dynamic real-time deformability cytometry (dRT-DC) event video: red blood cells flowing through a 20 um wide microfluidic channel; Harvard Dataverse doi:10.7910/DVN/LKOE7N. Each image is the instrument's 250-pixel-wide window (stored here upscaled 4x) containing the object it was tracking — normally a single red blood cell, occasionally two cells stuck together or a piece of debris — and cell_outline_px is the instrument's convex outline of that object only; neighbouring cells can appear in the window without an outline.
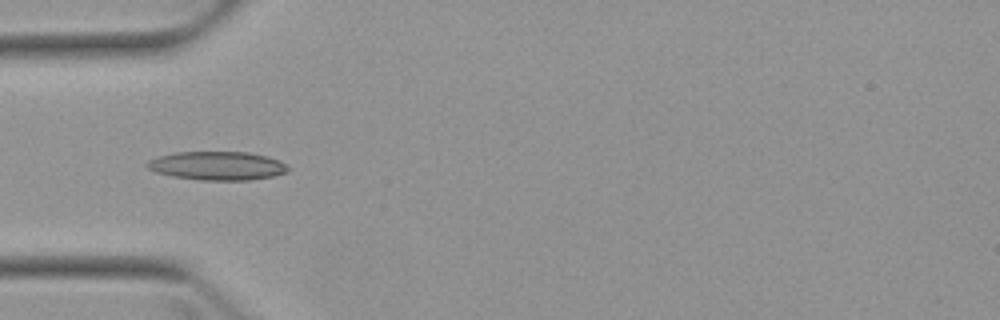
{"species": "Egyptian fruit bat (a non-hibernating species)", "species_latin": "Rousettus aegyptiacus", "temperature_condition": "warm", "stored_images_in_passage": 6, "camera_frame_rate_fps": 3000, "um_per_image_px": 0.085, "animal": {"sex": "female"}, "frame": {"image": 1, "passage_image": 5, "time_ms": 5.0, "image_size_px": [1000, 320], "cell_outline_px": [[288, 172], [272, 176], [248, 180], [200, 180], [172, 176], [156, 172], [148, 168], [144, 164], [148, 160], [160, 156], [176, 152], [248, 152], [268, 156], [280, 160], [288, 168]], "centroid_in_image_um": [18.46, 14.09], "position_along_channel_um": 66.5, "area_um2": 23.47}}
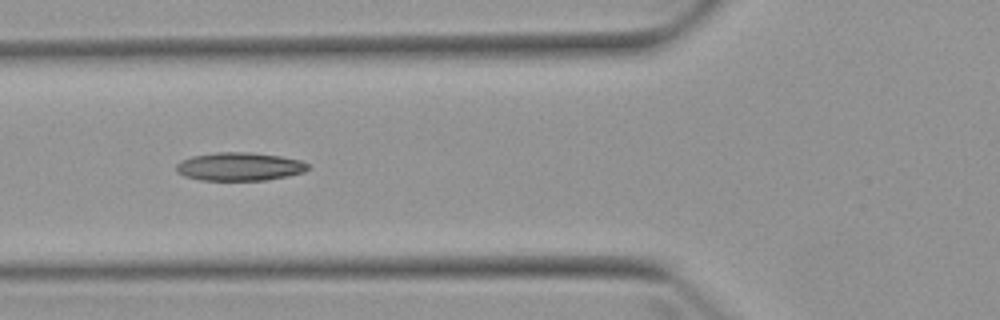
{"frame": {"image": 2, "passage_image": 6, "time_ms": 6.0, "image_size_px": [1000, 320], "cell_outline_px": [[308, 168], [304, 172], [288, 176], [264, 180], [200, 180], [184, 176], [176, 172], [176, 164], [180, 160], [192, 156], [216, 152], [248, 152], [280, 156], [300, 160], [308, 164]], "centroid_in_image_um": [20.32, 14.16], "position_along_channel_um": 105.5, "area_um2": 21.73}}